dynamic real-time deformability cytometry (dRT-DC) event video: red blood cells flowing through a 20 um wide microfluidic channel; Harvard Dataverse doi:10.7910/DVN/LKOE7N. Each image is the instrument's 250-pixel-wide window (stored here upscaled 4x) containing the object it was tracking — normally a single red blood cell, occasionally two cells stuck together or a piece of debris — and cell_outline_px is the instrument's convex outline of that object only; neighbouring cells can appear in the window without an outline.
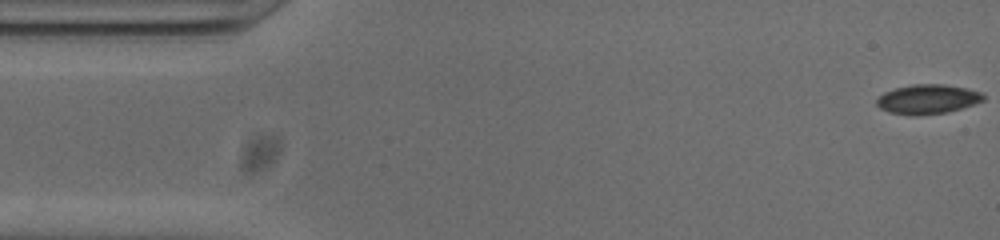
{"species": "common noctule bat (a hibernating species)", "species_latin": "Nyctalus noctula", "temperature_condition": "cold", "stored_images_in_passage": 53, "camera_frame_rate_fps": 3000, "um_per_image_px": 0.085, "animal": {"sex": "male", "body_mass_g": 20.0, "forearm_length_mm": 53.3}, "frame": {"image": 1, "passage_image": 1, "time_ms": 0.0, "image_size_px": [1000, 240], "cell_outline_px": [[984, 100], [948, 112], [916, 116], [912, 116], [888, 112], [880, 108], [876, 104], [876, 100], [884, 92], [896, 88], [912, 84], [944, 84], [964, 88], [980, 92], [984, 96]], "centroid_in_image_um": [78.8, 8.44], "position_along_channel_um": 6.2, "area_um2": 18.21}}
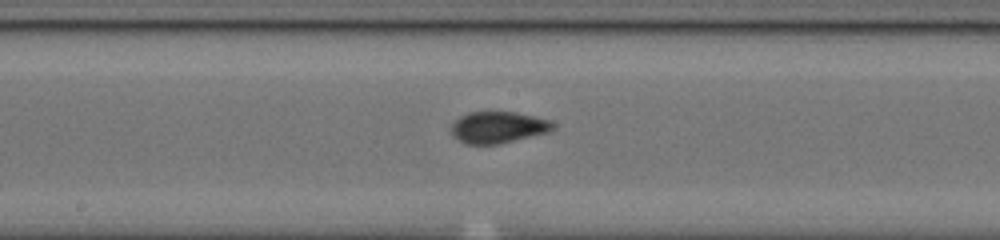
{"frame": {"image": 2, "passage_image": 26, "time_ms": 8.333, "image_size_px": [1000, 240], "cell_outline_px": [[556, 128], [548, 132], [500, 144], [464, 144], [452, 132], [452, 124], [460, 116], [468, 112], [516, 112], [552, 120], [556, 124]], "centroid_in_image_um": [42.4, 10.81], "position_along_channel_um": 205.8, "area_um2": 18.73}}
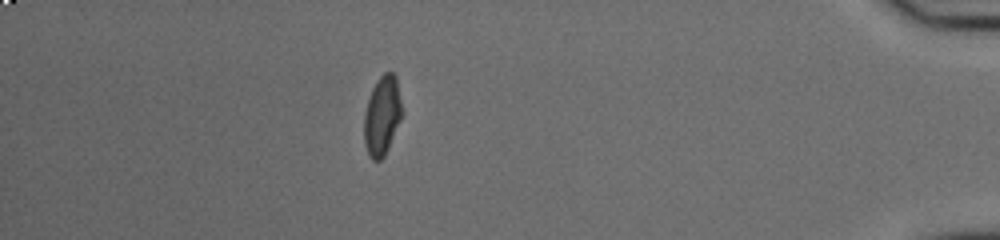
{"frame": {"image": 3, "passage_image": 46, "time_ms": 15.0, "image_size_px": [1000, 240], "cell_outline_px": [[404, 112], [388, 148], [384, 156], [380, 160], [372, 160], [368, 156], [364, 144], [364, 112], [372, 88], [380, 76], [384, 72], [392, 72], [396, 76]], "centroid_in_image_um": [32.49, 9.83], "position_along_channel_um": 402.7, "area_um2": 17.74}, "authors_computed_cell_mechanics": {"area_um2": 18.2648, "velocity_mm_per_s": 3.8171, "shape_relaxation_time_tau1_ms": 8.1669, "shape_relaxation_time_tau2_ms": 1.4018, "deformation_change_tau1": 0.179, "deformation_change_tau2": 0.0459}}